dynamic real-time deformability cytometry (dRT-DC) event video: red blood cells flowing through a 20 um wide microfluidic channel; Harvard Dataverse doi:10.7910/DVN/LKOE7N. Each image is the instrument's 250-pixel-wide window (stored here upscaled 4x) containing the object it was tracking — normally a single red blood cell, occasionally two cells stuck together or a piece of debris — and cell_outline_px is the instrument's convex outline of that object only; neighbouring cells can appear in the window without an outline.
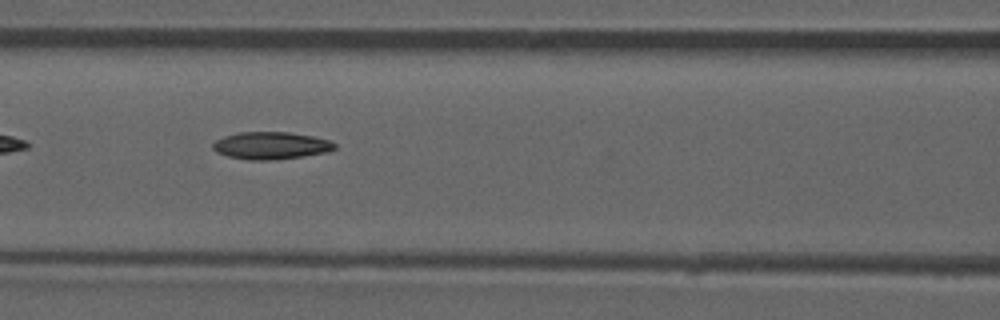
{"species": "common noctule bat (a hibernating species)", "species_latin": "Nyctalus noctula", "temperature_condition": "room temperature", "stored_images_in_passage": 35, "camera_frame_rate_fps": 3000, "um_per_image_px": 0.085, "animal": {"sex": "male", "forearm_length_mm": 52.5}, "frame": {"image": 1, "passage_image": 6, "time_ms": 1.667, "image_size_px": [1000, 320], "cell_outline_px": [[336, 148], [328, 152], [304, 156], [276, 160], [248, 160], [228, 156], [216, 152], [212, 148], [212, 144], [216, 140], [224, 136], [240, 132], [288, 132], [312, 136], [328, 140], [336, 144]], "centroid_in_image_um": [23.02, 12.38], "position_along_channel_um": 143.6, "area_um2": 19.48}}